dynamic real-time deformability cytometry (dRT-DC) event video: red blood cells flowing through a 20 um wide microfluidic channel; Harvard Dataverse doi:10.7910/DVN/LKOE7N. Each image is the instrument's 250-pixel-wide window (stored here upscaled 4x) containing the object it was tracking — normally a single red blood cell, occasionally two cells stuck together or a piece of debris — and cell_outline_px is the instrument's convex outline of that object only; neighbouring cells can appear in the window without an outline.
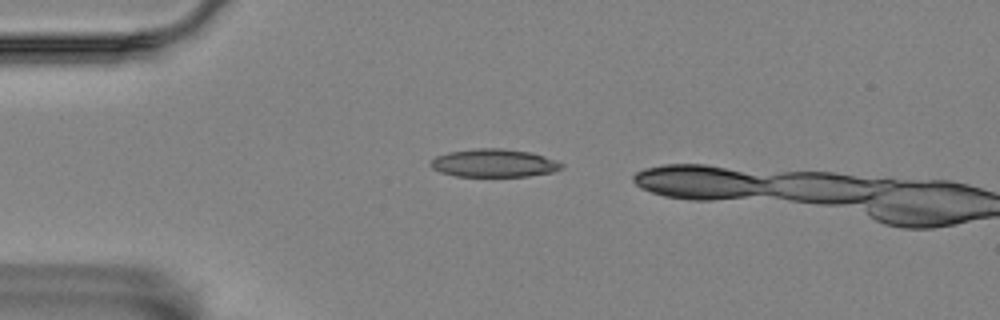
{"species": "Egyptian fruit bat (a non-hibernating species)", "species_latin": "Rousettus aegyptiacus", "temperature_condition": "room temperature", "stored_images_in_passage": 2, "camera_frame_rate_fps": 3000, "um_per_image_px": 0.085, "animal": {"sex": "female"}, "frame": {"image": 1, "passage_image": 1, "time_ms": 0.0, "image_size_px": [1000, 320], "cell_outline_px": [[564, 168], [552, 172], [528, 176], [456, 176], [440, 172], [432, 168], [428, 164], [436, 156], [448, 152], [476, 148], [504, 148], [528, 152], [556, 160], [564, 164]], "centroid_in_image_um": [41.97, 13.86], "position_along_channel_um": 43.0, "area_um2": 21.39}}